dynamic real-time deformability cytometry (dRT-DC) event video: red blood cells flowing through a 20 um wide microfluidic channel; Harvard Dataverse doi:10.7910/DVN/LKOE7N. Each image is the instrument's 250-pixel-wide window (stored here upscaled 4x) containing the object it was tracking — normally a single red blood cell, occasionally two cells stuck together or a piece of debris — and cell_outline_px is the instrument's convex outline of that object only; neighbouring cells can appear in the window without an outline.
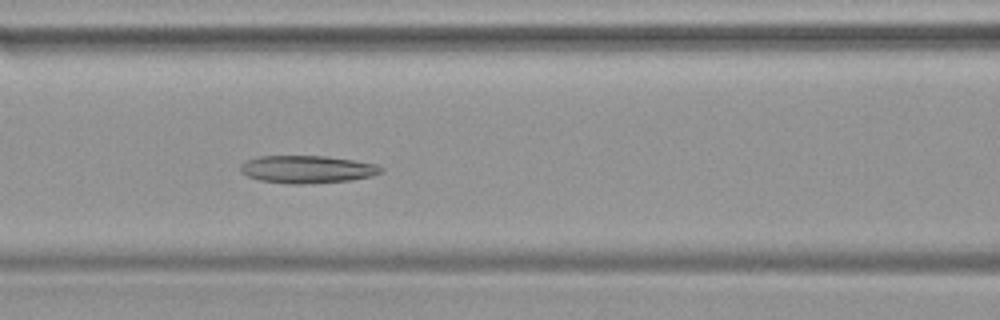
{"species": "common noctule bat (a hibernating species)", "species_latin": "Nyctalus noctula", "temperature_condition": "warm", "stored_images_in_passage": 31, "camera_frame_rate_fps": 3000, "um_per_image_px": 0.085, "animal": {"sex": "female", "body_mass_g": 19.9}, "frame": {"image": 1, "passage_image": 9, "time_ms": 2.667, "image_size_px": [1000, 320], "cell_outline_px": [[384, 172], [372, 176], [352, 180], [304, 184], [288, 184], [260, 180], [248, 176], [240, 172], [240, 164], [248, 160], [260, 156], [328, 156], [376, 164], [384, 168]], "centroid_in_image_um": [26.13, 14.39], "position_along_channel_um": 140.5, "area_um2": 22.72}}
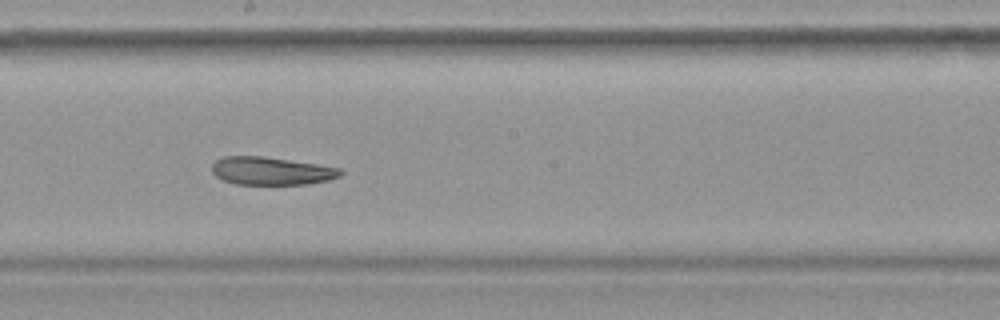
{"frame": {"image": 2, "passage_image": 15, "time_ms": 4.667, "image_size_px": [1000, 320], "cell_outline_px": [[344, 172], [340, 176], [328, 180], [308, 184], [236, 184], [224, 180], [216, 176], [212, 172], [212, 164], [216, 160], [224, 156], [264, 156], [316, 164], [340, 168]], "centroid_in_image_um": [23.06, 14.52], "position_along_channel_um": 225.1, "area_um2": 20.87}}
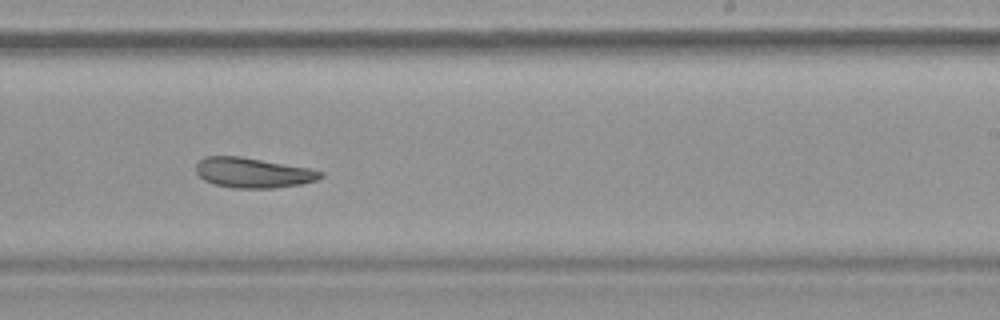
{"frame": {"image": 3, "passage_image": 18, "time_ms": 5.667, "image_size_px": [1000, 320], "cell_outline_px": [[324, 176], [316, 180], [300, 184], [272, 188], [232, 188], [212, 184], [204, 180], [196, 172], [196, 164], [204, 156], [240, 156], [308, 168], [324, 172]], "centroid_in_image_um": [21.47, 14.68], "position_along_channel_um": 267.5, "area_um2": 21.79}}